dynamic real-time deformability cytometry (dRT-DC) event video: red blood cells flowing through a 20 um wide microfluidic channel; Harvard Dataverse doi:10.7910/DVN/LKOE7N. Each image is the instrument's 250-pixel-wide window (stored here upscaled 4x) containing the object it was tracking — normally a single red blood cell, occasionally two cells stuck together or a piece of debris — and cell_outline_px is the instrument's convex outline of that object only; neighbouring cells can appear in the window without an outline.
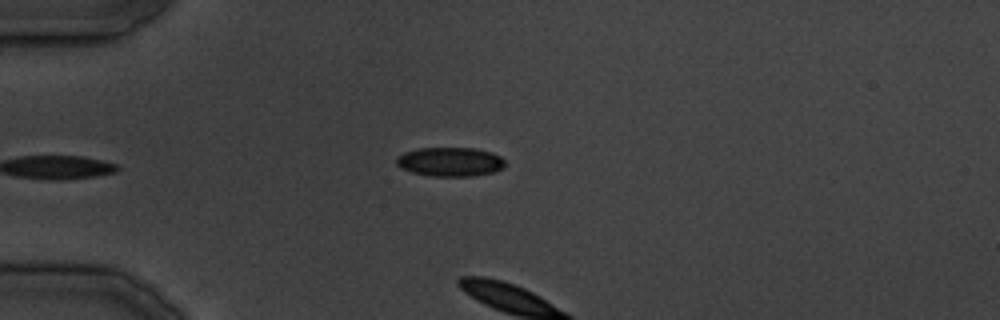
{"species": "common noctule bat (a hibernating species)", "species_latin": "Nyctalus noctula", "temperature_condition": "cold", "stored_images_in_passage": 2, "camera_frame_rate_fps": 3000, "um_per_image_px": 0.085, "animal": {"sex": "male", "body_mass_g": 19.5, "forearm_length_mm": 54.6}, "frame": {"image": 1, "passage_image": 1, "time_ms": 0.0, "image_size_px": [1000, 320], "cell_outline_px": [[504, 164], [500, 168], [492, 172], [472, 176], [428, 176], [412, 172], [400, 168], [396, 164], [396, 156], [404, 152], [420, 148], [472, 148], [492, 152], [500, 156], [504, 160]], "centroid_in_image_um": [38.2, 13.75], "position_along_channel_um": 46.8, "area_um2": 18.38}}